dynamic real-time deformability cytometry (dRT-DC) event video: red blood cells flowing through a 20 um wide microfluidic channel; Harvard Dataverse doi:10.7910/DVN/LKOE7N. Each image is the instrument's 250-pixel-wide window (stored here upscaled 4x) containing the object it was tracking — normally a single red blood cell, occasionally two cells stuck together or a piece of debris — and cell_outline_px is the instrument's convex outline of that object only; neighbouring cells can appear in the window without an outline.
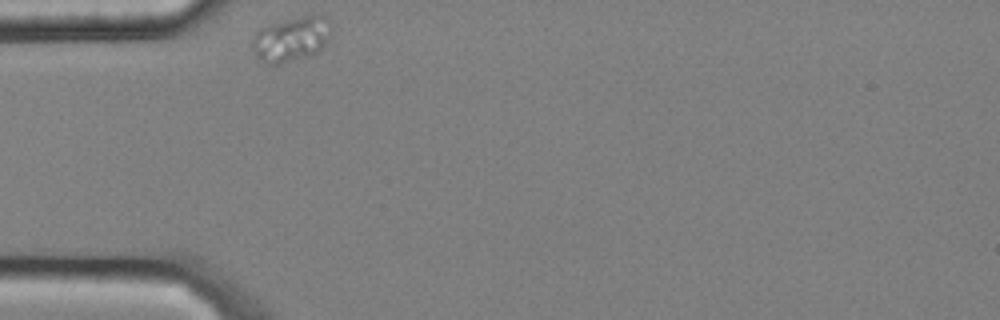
{"species": "common noctule bat (a hibernating species)", "species_latin": "Nyctalus noctula", "temperature_condition": "cold", "stored_images_in_passage": 30, "camera_frame_rate_fps": 3000, "um_per_image_px": 0.085, "animal": {"sex": "male", "body_mass_g": 20.4}, "frame": {"image": 1, "passage_image": 1, "time_ms": 0.0, "image_size_px": [1000, 320], "cell_outline_px": [[332, 28], [328, 40], [316, 52], [308, 56], [280, 64], [264, 64], [252, 52], [252, 36], [260, 28], [268, 24], [304, 16], [328, 16], [332, 20]], "centroid_in_image_um": [24.74, 3.32], "position_along_channel_um": 60.3, "area_um2": 20.81}}
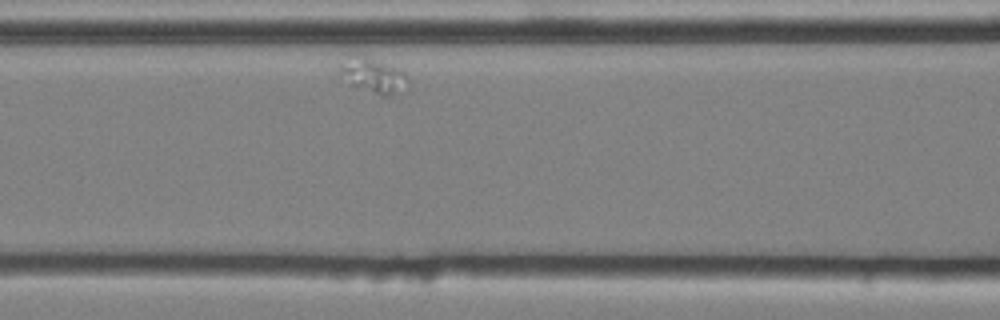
{"frame": {"image": 2, "passage_image": 9, "time_ms": 2.667, "image_size_px": [1000, 320], "cell_outline_px": [[408, 80], [388, 96], [380, 96], [348, 84], [340, 76], [340, 64], [364, 56], [400, 68], [404, 72]], "centroid_in_image_um": [31.68, 6.45], "position_along_channel_um": 134.9, "area_um2": 12.95}}
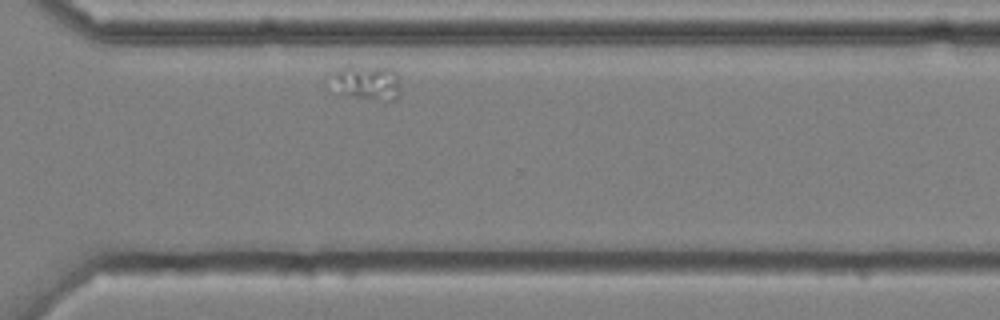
{"frame": {"image": 3, "passage_image": 29, "time_ms": 9.333, "image_size_px": [1000, 320], "cell_outline_px": [[400, 96], [396, 100], [388, 100], [352, 96], [332, 80], [332, 72], [348, 64], [392, 68], [396, 72], [400, 80]], "centroid_in_image_um": [31.32, 6.94], "position_along_channel_um": 339.3, "area_um2": 13.76}}